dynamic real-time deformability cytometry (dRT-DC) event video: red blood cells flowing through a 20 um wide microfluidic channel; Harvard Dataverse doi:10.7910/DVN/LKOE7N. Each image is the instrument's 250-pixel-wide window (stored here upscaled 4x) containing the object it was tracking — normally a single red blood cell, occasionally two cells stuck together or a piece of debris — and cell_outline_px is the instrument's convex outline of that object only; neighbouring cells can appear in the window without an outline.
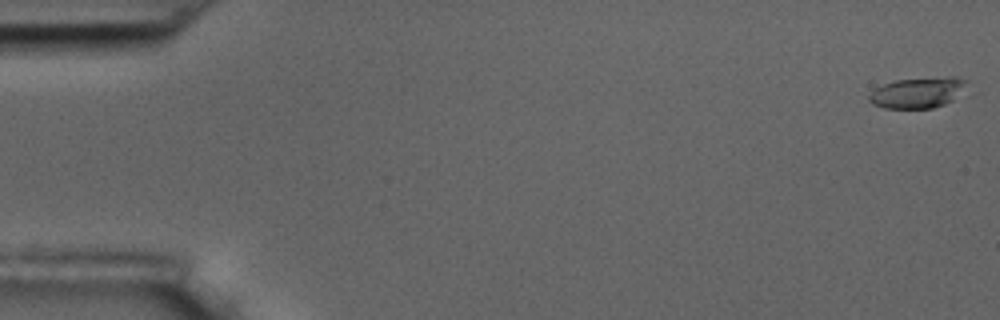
{"species": "common noctule bat (a hibernating species)", "species_latin": "Nyctalus noctula", "temperature_condition": "room temperature", "stored_images_in_passage": 56, "camera_frame_rate_fps": 3000, "um_per_image_px": 0.085, "animal": {"sex": "male", "body_mass_g": 17.5, "forearm_length_mm": 52.3}, "frame": {"image": 1, "passage_image": 1, "time_ms": 0.0, "image_size_px": [1000, 320], "cell_outline_px": [[968, 80], [952, 100], [944, 104], [932, 108], [884, 108], [872, 104], [868, 100], [868, 96], [876, 88], [884, 84], [896, 80], [948, 76], [956, 76]], "centroid_in_image_um": [77.96, 7.87], "position_along_channel_um": 7.0, "area_um2": 17.22}}
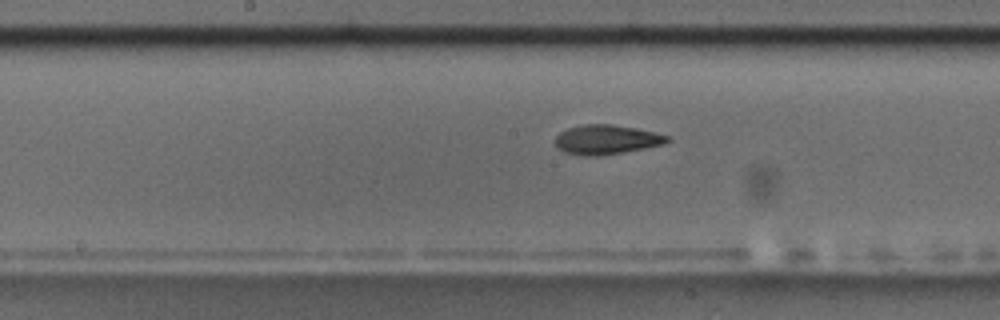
{"frame": {"image": 2, "passage_image": 29, "time_ms": 9.333, "image_size_px": [1000, 320], "cell_outline_px": [[672, 140], [664, 144], [624, 152], [600, 156], [584, 156], [564, 152], [556, 148], [552, 140], [560, 132], [568, 128], [584, 124], [612, 124], [636, 128], [656, 132], [668, 136]], "centroid_in_image_um": [51.51, 11.87], "position_along_channel_um": 196.7, "area_um2": 19.54}}
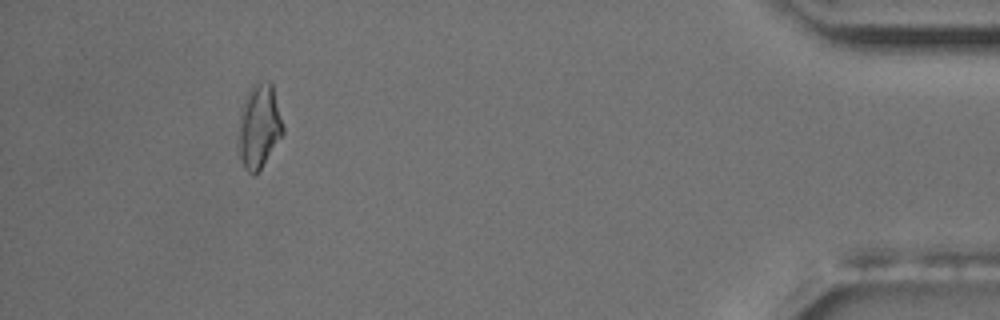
{"frame": {"image": 3, "passage_image": 52, "time_ms": 17.0, "image_size_px": [1000, 320], "cell_outline_px": [[284, 132], [260, 168], [252, 176], [244, 168], [240, 156], [240, 108], [244, 96], [248, 88], [256, 80], [268, 80], [272, 84], [284, 128]], "centroid_in_image_um": [22.02, 10.63], "position_along_channel_um": 413.2, "area_um2": 21.62}, "authors_computed_cell_mechanics": {"area_um2": 18.9006, "velocity_mm_per_s": 3.6287, "shape_relaxation_time_tau1_ms": 4.5614, "shape_relaxation_time_tau2_ms": 2.6405, "deformation_change_tau1": 0.1671, "deformation_change_tau2": 0.0902}}